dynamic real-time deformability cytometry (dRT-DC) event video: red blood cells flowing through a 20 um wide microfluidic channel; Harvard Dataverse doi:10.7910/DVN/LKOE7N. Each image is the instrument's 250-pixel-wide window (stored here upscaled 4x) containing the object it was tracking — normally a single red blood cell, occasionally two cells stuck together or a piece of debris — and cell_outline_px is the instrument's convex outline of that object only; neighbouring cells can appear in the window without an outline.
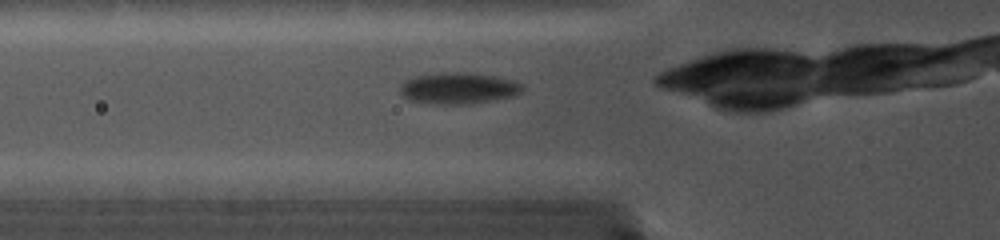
{"species": "common noctule bat (a hibernating species)", "species_latin": "Nyctalus noctula", "temperature_condition": "cold", "stored_images_in_passage": 13, "camera_frame_rate_fps": 5000, "um_per_image_px": 0.085, "animal": {"sex": "female", "body_mass_g": 19.0, "forearm_length_mm": 56.7}, "frame": {"image": 1, "passage_image": 2, "time_ms": 0.4, "image_size_px": [1000, 240], "cell_outline_px": [[524, 92], [516, 96], [472, 104], [432, 104], [408, 100], [400, 96], [400, 84], [404, 80], [416, 76], [440, 72], [472, 72], [496, 76], [512, 80], [524, 84]], "centroid_in_image_um": [38.99, 7.5], "position_along_channel_um": 86.8, "area_um2": 23.06}}